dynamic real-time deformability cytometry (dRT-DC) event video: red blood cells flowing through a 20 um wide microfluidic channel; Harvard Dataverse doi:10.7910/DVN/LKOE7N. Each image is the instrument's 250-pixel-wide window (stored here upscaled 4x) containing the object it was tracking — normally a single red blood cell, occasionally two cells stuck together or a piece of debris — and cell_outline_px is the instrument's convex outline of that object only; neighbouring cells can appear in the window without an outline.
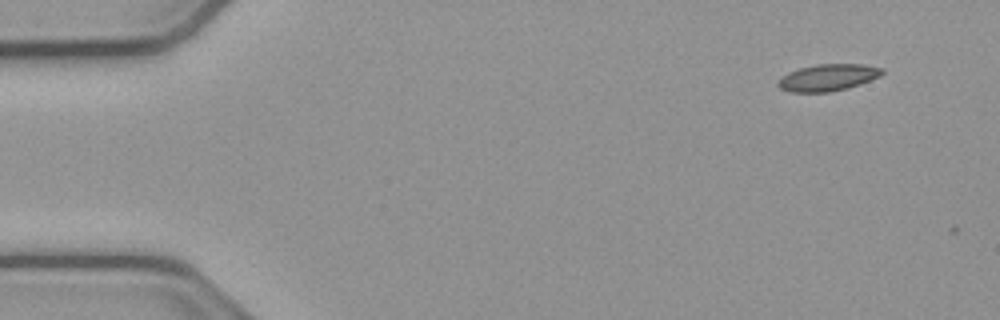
{"species": "common noctule bat (a hibernating species)", "species_latin": "Nyctalus noctula", "temperature_condition": "cold", "stored_images_in_passage": 3, "camera_frame_rate_fps": 3000, "um_per_image_px": 0.085, "animal": {"sex": "male", "body_mass_g": 23.1, "forearm_length_mm": 52.7}, "frame": {"image": 1, "passage_image": 1, "time_ms": 0.0, "image_size_px": [1000, 320], "cell_outline_px": [[884, 72], [880, 76], [848, 88], [828, 92], [792, 92], [780, 88], [776, 84], [776, 80], [788, 72], [800, 68], [816, 64], [860, 64], [884, 68]], "centroid_in_image_um": [70.34, 6.58], "position_along_channel_um": 14.7, "area_um2": 16.24}}